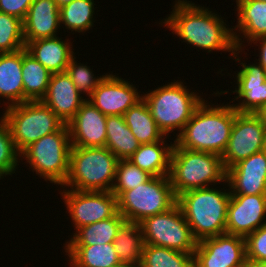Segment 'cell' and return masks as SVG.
I'll return each mask as SVG.
<instances>
[{
  "label": "cell",
  "instance_id": "1",
  "mask_svg": "<svg viewBox=\"0 0 266 267\" xmlns=\"http://www.w3.org/2000/svg\"><path fill=\"white\" fill-rule=\"evenodd\" d=\"M175 2L169 16L160 20L161 27L164 25L172 34L181 38L182 42L196 49L207 50V53L225 51L233 56L236 45L232 26L229 28L221 15L192 1Z\"/></svg>",
  "mask_w": 266,
  "mask_h": 267
},
{
  "label": "cell",
  "instance_id": "2",
  "mask_svg": "<svg viewBox=\"0 0 266 267\" xmlns=\"http://www.w3.org/2000/svg\"><path fill=\"white\" fill-rule=\"evenodd\" d=\"M230 103L215 105L204 99L174 142L183 149L222 156L239 113Z\"/></svg>",
  "mask_w": 266,
  "mask_h": 267
},
{
  "label": "cell",
  "instance_id": "3",
  "mask_svg": "<svg viewBox=\"0 0 266 267\" xmlns=\"http://www.w3.org/2000/svg\"><path fill=\"white\" fill-rule=\"evenodd\" d=\"M213 187L189 190L177 197V204L197 241L226 233L230 189Z\"/></svg>",
  "mask_w": 266,
  "mask_h": 267
},
{
  "label": "cell",
  "instance_id": "4",
  "mask_svg": "<svg viewBox=\"0 0 266 267\" xmlns=\"http://www.w3.org/2000/svg\"><path fill=\"white\" fill-rule=\"evenodd\" d=\"M226 175L221 156L183 149L174 142L169 178L176 197L186 191L220 185L221 182L226 186Z\"/></svg>",
  "mask_w": 266,
  "mask_h": 267
},
{
  "label": "cell",
  "instance_id": "5",
  "mask_svg": "<svg viewBox=\"0 0 266 267\" xmlns=\"http://www.w3.org/2000/svg\"><path fill=\"white\" fill-rule=\"evenodd\" d=\"M196 90L190 91L184 81L175 80L143 94L151 115L165 136L175 130L177 137L203 102Z\"/></svg>",
  "mask_w": 266,
  "mask_h": 267
},
{
  "label": "cell",
  "instance_id": "6",
  "mask_svg": "<svg viewBox=\"0 0 266 267\" xmlns=\"http://www.w3.org/2000/svg\"><path fill=\"white\" fill-rule=\"evenodd\" d=\"M119 159L104 147H72L69 173L62 188L111 192Z\"/></svg>",
  "mask_w": 266,
  "mask_h": 267
},
{
  "label": "cell",
  "instance_id": "7",
  "mask_svg": "<svg viewBox=\"0 0 266 267\" xmlns=\"http://www.w3.org/2000/svg\"><path fill=\"white\" fill-rule=\"evenodd\" d=\"M71 148L69 128L64 124L58 131L31 143L20 157L40 178L62 186L69 173Z\"/></svg>",
  "mask_w": 266,
  "mask_h": 267
},
{
  "label": "cell",
  "instance_id": "8",
  "mask_svg": "<svg viewBox=\"0 0 266 267\" xmlns=\"http://www.w3.org/2000/svg\"><path fill=\"white\" fill-rule=\"evenodd\" d=\"M16 149L21 153L31 143L58 131L65 123L42 101H26L4 107Z\"/></svg>",
  "mask_w": 266,
  "mask_h": 267
},
{
  "label": "cell",
  "instance_id": "9",
  "mask_svg": "<svg viewBox=\"0 0 266 267\" xmlns=\"http://www.w3.org/2000/svg\"><path fill=\"white\" fill-rule=\"evenodd\" d=\"M118 212L126 221L141 222L144 218L164 213L177 204L169 176L150 177L137 188L123 191L117 197Z\"/></svg>",
  "mask_w": 266,
  "mask_h": 267
},
{
  "label": "cell",
  "instance_id": "10",
  "mask_svg": "<svg viewBox=\"0 0 266 267\" xmlns=\"http://www.w3.org/2000/svg\"><path fill=\"white\" fill-rule=\"evenodd\" d=\"M144 244L194 253L197 240L193 237L178 204L170 210L149 216L139 222Z\"/></svg>",
  "mask_w": 266,
  "mask_h": 267
},
{
  "label": "cell",
  "instance_id": "11",
  "mask_svg": "<svg viewBox=\"0 0 266 267\" xmlns=\"http://www.w3.org/2000/svg\"><path fill=\"white\" fill-rule=\"evenodd\" d=\"M76 231L82 226L99 222L118 213L117 197L109 191H78L63 189L59 192Z\"/></svg>",
  "mask_w": 266,
  "mask_h": 267
},
{
  "label": "cell",
  "instance_id": "12",
  "mask_svg": "<svg viewBox=\"0 0 266 267\" xmlns=\"http://www.w3.org/2000/svg\"><path fill=\"white\" fill-rule=\"evenodd\" d=\"M266 128L256 113H238L235 116L230 138L221 156L225 169L254 153L263 151Z\"/></svg>",
  "mask_w": 266,
  "mask_h": 267
},
{
  "label": "cell",
  "instance_id": "13",
  "mask_svg": "<svg viewBox=\"0 0 266 267\" xmlns=\"http://www.w3.org/2000/svg\"><path fill=\"white\" fill-rule=\"evenodd\" d=\"M194 267H246L244 237L221 234L197 242Z\"/></svg>",
  "mask_w": 266,
  "mask_h": 267
},
{
  "label": "cell",
  "instance_id": "14",
  "mask_svg": "<svg viewBox=\"0 0 266 267\" xmlns=\"http://www.w3.org/2000/svg\"><path fill=\"white\" fill-rule=\"evenodd\" d=\"M245 48L240 49L236 48L234 50V54L232 58L235 62H238L242 69L240 68L239 71H236L234 74L236 78L235 90L231 93H236L234 96V100L236 104H232V106L239 112V113H257L261 108L266 106V71L265 69L255 61L252 64L241 61L242 57H239L240 52L245 53ZM237 87V88H236Z\"/></svg>",
  "mask_w": 266,
  "mask_h": 267
},
{
  "label": "cell",
  "instance_id": "15",
  "mask_svg": "<svg viewBox=\"0 0 266 267\" xmlns=\"http://www.w3.org/2000/svg\"><path fill=\"white\" fill-rule=\"evenodd\" d=\"M137 89L130 81L109 72L105 73L87 100L106 116H123L130 107L143 99V94Z\"/></svg>",
  "mask_w": 266,
  "mask_h": 267
},
{
  "label": "cell",
  "instance_id": "16",
  "mask_svg": "<svg viewBox=\"0 0 266 267\" xmlns=\"http://www.w3.org/2000/svg\"><path fill=\"white\" fill-rule=\"evenodd\" d=\"M266 195H231L226 233L246 238L266 224Z\"/></svg>",
  "mask_w": 266,
  "mask_h": 267
},
{
  "label": "cell",
  "instance_id": "17",
  "mask_svg": "<svg viewBox=\"0 0 266 267\" xmlns=\"http://www.w3.org/2000/svg\"><path fill=\"white\" fill-rule=\"evenodd\" d=\"M231 195H266V152L260 151L227 169Z\"/></svg>",
  "mask_w": 266,
  "mask_h": 267
},
{
  "label": "cell",
  "instance_id": "18",
  "mask_svg": "<svg viewBox=\"0 0 266 267\" xmlns=\"http://www.w3.org/2000/svg\"><path fill=\"white\" fill-rule=\"evenodd\" d=\"M106 118L86 99L67 123L72 147H104L107 136Z\"/></svg>",
  "mask_w": 266,
  "mask_h": 267
},
{
  "label": "cell",
  "instance_id": "19",
  "mask_svg": "<svg viewBox=\"0 0 266 267\" xmlns=\"http://www.w3.org/2000/svg\"><path fill=\"white\" fill-rule=\"evenodd\" d=\"M86 99L65 71L52 74L47 93L41 101L67 124Z\"/></svg>",
  "mask_w": 266,
  "mask_h": 267
},
{
  "label": "cell",
  "instance_id": "20",
  "mask_svg": "<svg viewBox=\"0 0 266 267\" xmlns=\"http://www.w3.org/2000/svg\"><path fill=\"white\" fill-rule=\"evenodd\" d=\"M60 25V8L54 0H34L23 21L25 44L37 39L56 37Z\"/></svg>",
  "mask_w": 266,
  "mask_h": 267
},
{
  "label": "cell",
  "instance_id": "21",
  "mask_svg": "<svg viewBox=\"0 0 266 267\" xmlns=\"http://www.w3.org/2000/svg\"><path fill=\"white\" fill-rule=\"evenodd\" d=\"M235 1L238 18L232 31L236 48L243 49L245 47L243 43L246 40L249 45L253 40L266 36V2L259 0Z\"/></svg>",
  "mask_w": 266,
  "mask_h": 267
},
{
  "label": "cell",
  "instance_id": "22",
  "mask_svg": "<svg viewBox=\"0 0 266 267\" xmlns=\"http://www.w3.org/2000/svg\"><path fill=\"white\" fill-rule=\"evenodd\" d=\"M61 37L42 38L30 41L25 48L51 74L65 72L70 60L75 56L70 39Z\"/></svg>",
  "mask_w": 266,
  "mask_h": 267
},
{
  "label": "cell",
  "instance_id": "23",
  "mask_svg": "<svg viewBox=\"0 0 266 267\" xmlns=\"http://www.w3.org/2000/svg\"><path fill=\"white\" fill-rule=\"evenodd\" d=\"M0 98L6 107L24 102L22 49L13 53H0Z\"/></svg>",
  "mask_w": 266,
  "mask_h": 267
},
{
  "label": "cell",
  "instance_id": "24",
  "mask_svg": "<svg viewBox=\"0 0 266 267\" xmlns=\"http://www.w3.org/2000/svg\"><path fill=\"white\" fill-rule=\"evenodd\" d=\"M166 140L167 138L150 144H140L139 149L128 160L152 177L169 176L174 142L167 145Z\"/></svg>",
  "mask_w": 266,
  "mask_h": 267
},
{
  "label": "cell",
  "instance_id": "25",
  "mask_svg": "<svg viewBox=\"0 0 266 267\" xmlns=\"http://www.w3.org/2000/svg\"><path fill=\"white\" fill-rule=\"evenodd\" d=\"M70 267H114L120 264L113 243L64 245Z\"/></svg>",
  "mask_w": 266,
  "mask_h": 267
},
{
  "label": "cell",
  "instance_id": "26",
  "mask_svg": "<svg viewBox=\"0 0 266 267\" xmlns=\"http://www.w3.org/2000/svg\"><path fill=\"white\" fill-rule=\"evenodd\" d=\"M123 116L126 125L140 144H150L167 138L157 126L144 99L130 107Z\"/></svg>",
  "mask_w": 266,
  "mask_h": 267
},
{
  "label": "cell",
  "instance_id": "27",
  "mask_svg": "<svg viewBox=\"0 0 266 267\" xmlns=\"http://www.w3.org/2000/svg\"><path fill=\"white\" fill-rule=\"evenodd\" d=\"M52 74L26 48L22 49L24 102L41 101L48 90Z\"/></svg>",
  "mask_w": 266,
  "mask_h": 267
},
{
  "label": "cell",
  "instance_id": "28",
  "mask_svg": "<svg viewBox=\"0 0 266 267\" xmlns=\"http://www.w3.org/2000/svg\"><path fill=\"white\" fill-rule=\"evenodd\" d=\"M113 246L120 263L140 265L144 240L139 223L125 220L118 229Z\"/></svg>",
  "mask_w": 266,
  "mask_h": 267
},
{
  "label": "cell",
  "instance_id": "29",
  "mask_svg": "<svg viewBox=\"0 0 266 267\" xmlns=\"http://www.w3.org/2000/svg\"><path fill=\"white\" fill-rule=\"evenodd\" d=\"M106 126L105 147L119 160H128L139 149L140 143L126 125L124 116H107Z\"/></svg>",
  "mask_w": 266,
  "mask_h": 267
},
{
  "label": "cell",
  "instance_id": "30",
  "mask_svg": "<svg viewBox=\"0 0 266 267\" xmlns=\"http://www.w3.org/2000/svg\"><path fill=\"white\" fill-rule=\"evenodd\" d=\"M125 218L118 212L114 217L80 227L64 245H97L113 243Z\"/></svg>",
  "mask_w": 266,
  "mask_h": 267
},
{
  "label": "cell",
  "instance_id": "31",
  "mask_svg": "<svg viewBox=\"0 0 266 267\" xmlns=\"http://www.w3.org/2000/svg\"><path fill=\"white\" fill-rule=\"evenodd\" d=\"M94 0H74L73 2L64 5L60 8V24H63L65 29L71 30L69 33L78 32L86 33L95 22V6ZM94 17V18H93Z\"/></svg>",
  "mask_w": 266,
  "mask_h": 267
},
{
  "label": "cell",
  "instance_id": "32",
  "mask_svg": "<svg viewBox=\"0 0 266 267\" xmlns=\"http://www.w3.org/2000/svg\"><path fill=\"white\" fill-rule=\"evenodd\" d=\"M193 254L144 244L140 267H194Z\"/></svg>",
  "mask_w": 266,
  "mask_h": 267
},
{
  "label": "cell",
  "instance_id": "33",
  "mask_svg": "<svg viewBox=\"0 0 266 267\" xmlns=\"http://www.w3.org/2000/svg\"><path fill=\"white\" fill-rule=\"evenodd\" d=\"M23 21L0 12V53H13L25 48Z\"/></svg>",
  "mask_w": 266,
  "mask_h": 267
},
{
  "label": "cell",
  "instance_id": "34",
  "mask_svg": "<svg viewBox=\"0 0 266 267\" xmlns=\"http://www.w3.org/2000/svg\"><path fill=\"white\" fill-rule=\"evenodd\" d=\"M20 152L16 149L7 121L0 117V179L18 169Z\"/></svg>",
  "mask_w": 266,
  "mask_h": 267
},
{
  "label": "cell",
  "instance_id": "35",
  "mask_svg": "<svg viewBox=\"0 0 266 267\" xmlns=\"http://www.w3.org/2000/svg\"><path fill=\"white\" fill-rule=\"evenodd\" d=\"M150 177V174L141 170L129 160H119L111 192L118 197L123 191L137 188V186L145 183Z\"/></svg>",
  "mask_w": 266,
  "mask_h": 267
},
{
  "label": "cell",
  "instance_id": "36",
  "mask_svg": "<svg viewBox=\"0 0 266 267\" xmlns=\"http://www.w3.org/2000/svg\"><path fill=\"white\" fill-rule=\"evenodd\" d=\"M75 59L76 57L74 56L70 60L66 68V72L78 91L83 96L86 94L85 98H88L105 75L103 74L100 75V77H96L93 73L94 71L90 68V66H87L86 63L85 65L83 63H78Z\"/></svg>",
  "mask_w": 266,
  "mask_h": 267
},
{
  "label": "cell",
  "instance_id": "37",
  "mask_svg": "<svg viewBox=\"0 0 266 267\" xmlns=\"http://www.w3.org/2000/svg\"><path fill=\"white\" fill-rule=\"evenodd\" d=\"M246 260L266 261V224L246 238Z\"/></svg>",
  "mask_w": 266,
  "mask_h": 267
},
{
  "label": "cell",
  "instance_id": "38",
  "mask_svg": "<svg viewBox=\"0 0 266 267\" xmlns=\"http://www.w3.org/2000/svg\"><path fill=\"white\" fill-rule=\"evenodd\" d=\"M34 0H0V12L24 21Z\"/></svg>",
  "mask_w": 266,
  "mask_h": 267
},
{
  "label": "cell",
  "instance_id": "39",
  "mask_svg": "<svg viewBox=\"0 0 266 267\" xmlns=\"http://www.w3.org/2000/svg\"><path fill=\"white\" fill-rule=\"evenodd\" d=\"M256 44L255 46H258V50L260 51L259 52V55L257 54V56L259 57L258 59H256L257 61H259L258 63L265 69L266 71V36H263V37H259L255 40H253L252 42H250V45L251 44ZM259 43V44H258Z\"/></svg>",
  "mask_w": 266,
  "mask_h": 267
},
{
  "label": "cell",
  "instance_id": "40",
  "mask_svg": "<svg viewBox=\"0 0 266 267\" xmlns=\"http://www.w3.org/2000/svg\"><path fill=\"white\" fill-rule=\"evenodd\" d=\"M246 267H266V261H247Z\"/></svg>",
  "mask_w": 266,
  "mask_h": 267
},
{
  "label": "cell",
  "instance_id": "41",
  "mask_svg": "<svg viewBox=\"0 0 266 267\" xmlns=\"http://www.w3.org/2000/svg\"><path fill=\"white\" fill-rule=\"evenodd\" d=\"M256 114L262 119L263 125L266 128V106L261 108Z\"/></svg>",
  "mask_w": 266,
  "mask_h": 267
},
{
  "label": "cell",
  "instance_id": "42",
  "mask_svg": "<svg viewBox=\"0 0 266 267\" xmlns=\"http://www.w3.org/2000/svg\"><path fill=\"white\" fill-rule=\"evenodd\" d=\"M59 8L63 7L66 4L73 2L74 0H54Z\"/></svg>",
  "mask_w": 266,
  "mask_h": 267
},
{
  "label": "cell",
  "instance_id": "43",
  "mask_svg": "<svg viewBox=\"0 0 266 267\" xmlns=\"http://www.w3.org/2000/svg\"><path fill=\"white\" fill-rule=\"evenodd\" d=\"M114 267H140V265H129V264L120 263L119 265L114 266Z\"/></svg>",
  "mask_w": 266,
  "mask_h": 267
},
{
  "label": "cell",
  "instance_id": "44",
  "mask_svg": "<svg viewBox=\"0 0 266 267\" xmlns=\"http://www.w3.org/2000/svg\"><path fill=\"white\" fill-rule=\"evenodd\" d=\"M263 150L266 152V131H265V142H264V148Z\"/></svg>",
  "mask_w": 266,
  "mask_h": 267
}]
</instances>
